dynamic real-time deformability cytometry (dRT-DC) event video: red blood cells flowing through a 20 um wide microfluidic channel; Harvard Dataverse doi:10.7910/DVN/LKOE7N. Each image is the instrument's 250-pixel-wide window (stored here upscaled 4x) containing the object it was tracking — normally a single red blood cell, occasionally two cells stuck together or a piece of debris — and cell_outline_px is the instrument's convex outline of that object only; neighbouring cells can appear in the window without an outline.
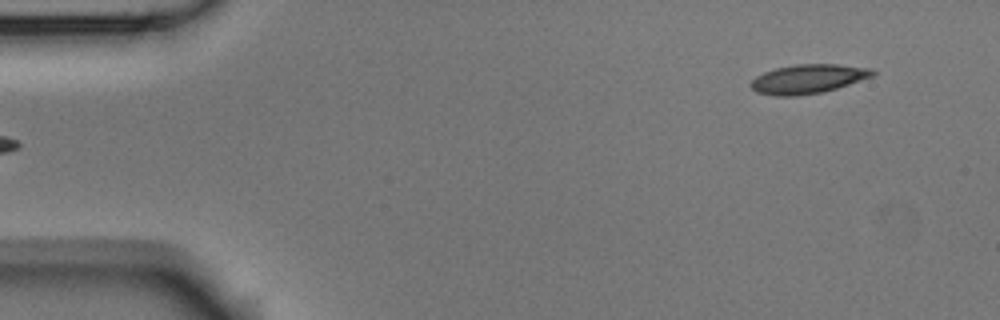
{"species": "Egyptian fruit bat (a non-hibernating species)", "species_latin": "Rousettus aegyptiacus", "temperature_condition": "room temperature", "stored_images_in_passage": 6, "segment_of_instrument_passage": [2, 2], "camera_frame_rate_fps": 3000, "um_per_image_px": 0.085, "animal": {"sex": "male"}, "frame": {"image": 1, "passage_image": 6, "time_ms": 1.667, "image_size_px": [1000, 320], "cell_outline_px": [[876, 72], [872, 76], [824, 92], [796, 96], [776, 96], [756, 92], [748, 84], [756, 76], [764, 72], [776, 68], [796, 64], [836, 64], [872, 68]], "centroid_in_image_um": [68.65, 6.71], "position_along_channel_um": 16.3, "area_um2": 20.63}}